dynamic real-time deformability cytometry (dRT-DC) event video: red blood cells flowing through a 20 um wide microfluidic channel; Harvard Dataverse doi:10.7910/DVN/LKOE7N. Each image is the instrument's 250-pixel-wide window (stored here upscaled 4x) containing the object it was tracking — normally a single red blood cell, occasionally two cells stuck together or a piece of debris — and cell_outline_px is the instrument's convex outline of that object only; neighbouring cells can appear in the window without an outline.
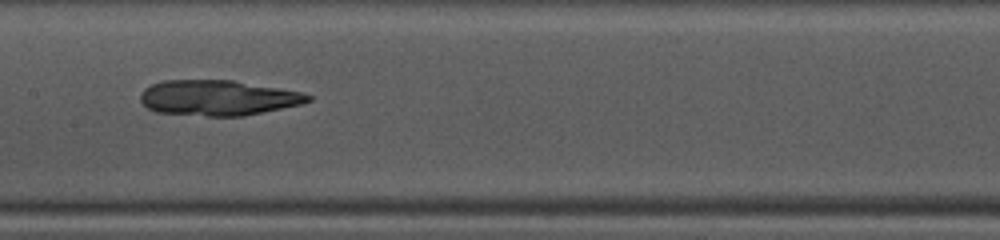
{"species": "common noctule bat (a hibernating species)", "species_latin": "Nyctalus noctula", "temperature_condition": "warm", "stored_images_in_passage": 46, "camera_frame_rate_fps": 3000, "um_per_image_px": 0.085, "animal": {"sex": "female", "body_mass_g": 10.0, "forearm_length_mm": 53.1}, "frame": {"image": 1, "passage_image": 21, "time_ms": 6.667, "image_size_px": [1000, 240], "cell_outline_px": [[312, 100], [300, 104], [244, 116], [208, 116], [156, 112], [148, 108], [140, 100], [140, 96], [144, 88], [152, 84], [164, 80], [232, 80], [280, 88], [300, 92], [312, 96]], "centroid_in_image_um": [18.51, 8.31], "position_along_channel_um": 188.9, "area_um2": 34.39}}
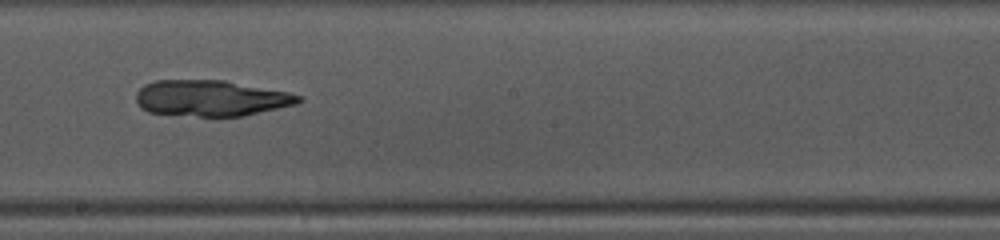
{"frame": {"image": 2, "passage_image": 24, "time_ms": 7.667, "image_size_px": [1000, 240], "cell_outline_px": [[304, 100], [296, 104], [244, 116], [200, 116], [148, 112], [140, 108], [136, 100], [136, 92], [144, 84], [156, 80], [224, 80], [288, 92], [300, 96]], "centroid_in_image_um": [17.92, 8.34], "position_along_channel_um": 230.3, "area_um2": 34.04}}
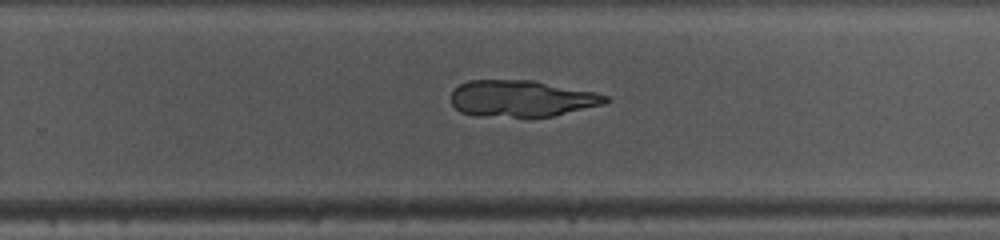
{"frame": {"image": 3, "passage_image": 28, "time_ms": 9.0, "image_size_px": [1000, 240], "cell_outline_px": [[612, 100], [604, 104], [552, 116], [476, 116], [460, 112], [452, 104], [452, 92], [460, 84], [468, 80], [532, 80], [592, 92], [608, 96]], "centroid_in_image_um": [44.32, 8.37], "position_along_channel_um": 285.5, "area_um2": 32.54}}